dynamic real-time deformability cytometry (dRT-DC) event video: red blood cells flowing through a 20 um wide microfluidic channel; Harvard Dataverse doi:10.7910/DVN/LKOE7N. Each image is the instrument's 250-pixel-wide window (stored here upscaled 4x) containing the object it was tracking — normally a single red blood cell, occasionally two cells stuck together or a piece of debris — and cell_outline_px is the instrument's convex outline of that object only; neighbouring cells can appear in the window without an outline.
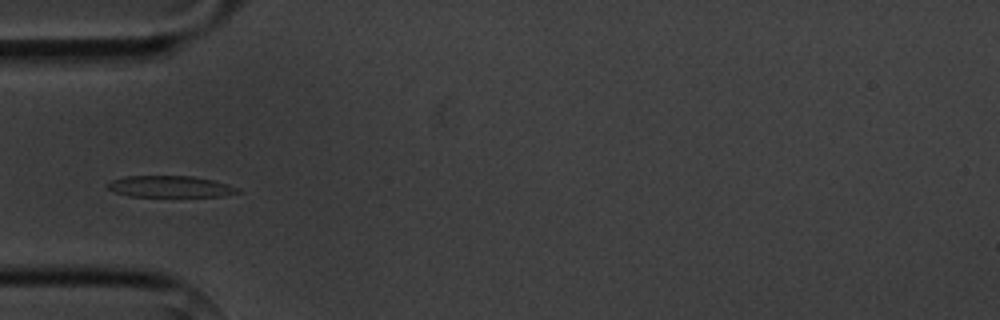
{"species": "common noctule bat (a hibernating species)", "species_latin": "Nyctalus noctula", "temperature_condition": "cold", "stored_images_in_passage": 7, "camera_frame_rate_fps": 3000, "um_per_image_px": 0.085, "animal": {"sex": "male", "body_mass_g": 20.1, "forearm_length_mm": 53.5}, "frame": {"image": 1, "passage_image": 5, "time_ms": 4.667, "image_size_px": [1000, 320], "cell_outline_px": [[244, 192], [224, 196], [128, 196], [112, 192], [104, 184], [112, 180], [124, 176], [192, 176], [212, 180], [228, 184], [240, 188]], "centroid_in_image_um": [14.47, 15.86], "position_along_channel_um": 70.5, "area_um2": 16.47}}
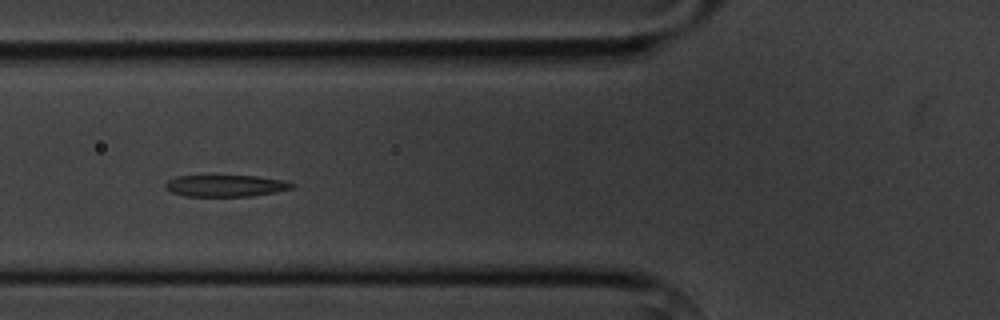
{"frame": {"image": 2, "passage_image": 6, "time_ms": 5.667, "image_size_px": [1000, 320], "cell_outline_px": [[296, 188], [276, 192], [252, 196], [184, 196], [172, 192], [164, 188], [164, 184], [168, 180], [176, 176], [256, 176], [284, 180], [296, 184]], "centroid_in_image_um": [19.22, 15.79], "position_along_channel_um": 106.6, "area_um2": 16.13}}
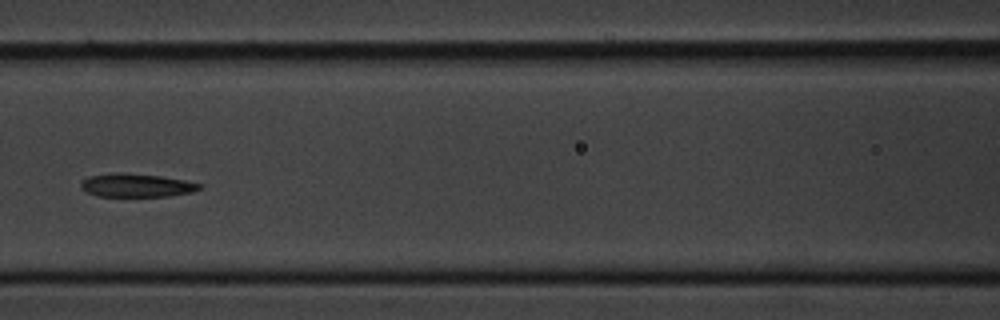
{"frame": {"image": 3, "passage_image": 7, "time_ms": 7.0, "image_size_px": [1000, 320], "cell_outline_px": [[204, 184], [200, 188], [192, 192], [168, 196], [96, 196], [80, 188], [80, 184], [88, 176], [124, 172], [160, 176], [184, 180]], "centroid_in_image_um": [11.61, 15.75], "position_along_channel_um": 155.0, "area_um2": 16.07}}